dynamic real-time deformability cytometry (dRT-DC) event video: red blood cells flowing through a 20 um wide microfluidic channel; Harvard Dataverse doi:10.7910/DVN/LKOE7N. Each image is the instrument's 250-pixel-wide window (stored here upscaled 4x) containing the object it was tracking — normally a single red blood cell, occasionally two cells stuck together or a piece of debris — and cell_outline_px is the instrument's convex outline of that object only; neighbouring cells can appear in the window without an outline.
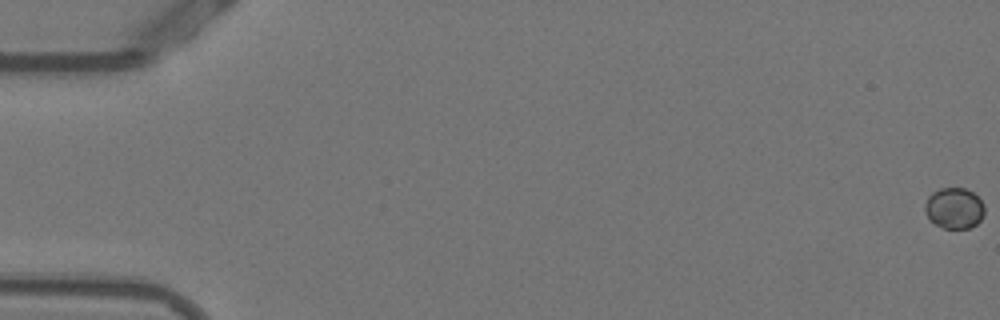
{"species": "Egyptian fruit bat (a non-hibernating species)", "species_latin": "Rousettus aegyptiacus", "temperature_condition": "warm", "stored_images_in_passage": 56, "segment_of_instrument_passage": [1, 2], "camera_frame_rate_fps": 3000, "um_per_image_px": 0.085, "animal": {"sex": "female"}, "frame": {"image": 1, "passage_image": 1, "time_ms": 0.0, "image_size_px": [1000, 320], "cell_outline_px": [[984, 212], [980, 220], [976, 224], [968, 228], [944, 228], [936, 224], [924, 212], [924, 204], [928, 196], [932, 192], [940, 188], [964, 188], [972, 192], [984, 204]], "centroid_in_image_um": [81.09, 17.68], "position_along_channel_um": 3.9, "area_um2": 14.1}}
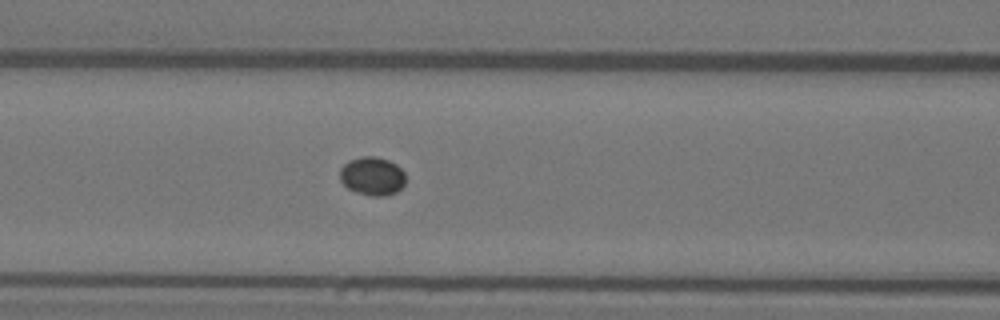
{"frame": {"image": 2, "passage_image": 24, "time_ms": 7.667, "image_size_px": [1000, 320], "cell_outline_px": [[404, 184], [396, 192], [384, 196], [372, 196], [348, 188], [340, 180], [340, 168], [348, 160], [364, 156], [376, 156], [388, 160], [396, 164], [404, 172]], "centroid_in_image_um": [31.64, 14.95], "position_along_channel_um": 135.0, "area_um2": 14.57}}
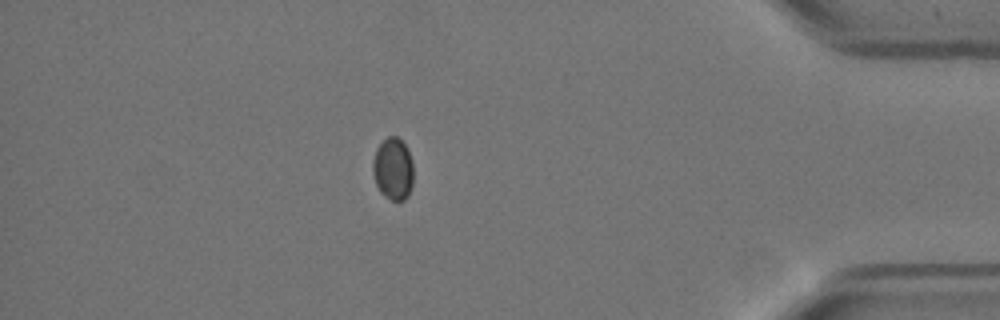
{"frame": {"image": 3, "passage_image": 48, "time_ms": 15.667, "image_size_px": [1000, 320], "cell_outline_px": [[412, 184], [408, 196], [404, 200], [392, 200], [384, 196], [380, 192], [376, 184], [372, 172], [372, 160], [376, 148], [388, 136], [396, 136], [408, 148], [412, 160]], "centroid_in_image_um": [33.39, 14.35], "position_along_channel_um": 401.8, "area_um2": 14.8}}